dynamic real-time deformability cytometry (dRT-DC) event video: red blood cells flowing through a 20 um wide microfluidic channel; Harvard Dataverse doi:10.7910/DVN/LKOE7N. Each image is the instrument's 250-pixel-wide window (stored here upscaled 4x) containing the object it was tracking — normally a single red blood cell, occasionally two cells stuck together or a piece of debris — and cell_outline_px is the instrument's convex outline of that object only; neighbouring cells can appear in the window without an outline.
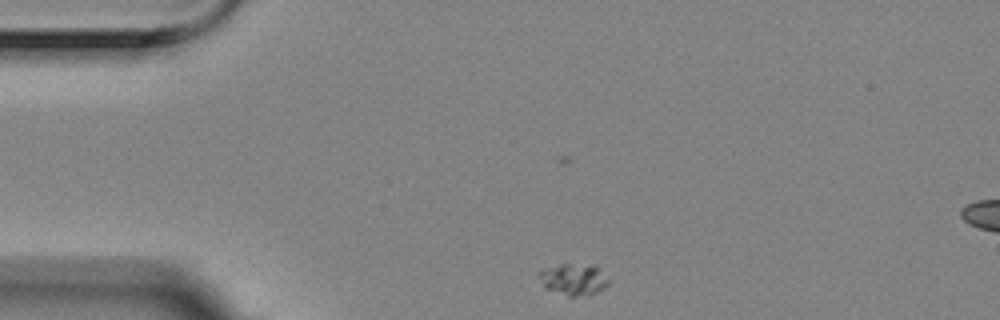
{"species": "Egyptian fruit bat (a non-hibernating species)", "species_latin": "Rousettus aegyptiacus", "temperature_condition": "room temperature", "stored_images_in_passage": 2, "camera_frame_rate_fps": 3000, "um_per_image_px": 0.085, "animal": {"sex": "female"}, "frame": {"image": 1, "passage_image": 1, "time_ms": 0.0, "image_size_px": [1000, 320], "cell_outline_px": [[608, 284], [604, 288], [588, 296], [568, 296], [544, 288], [536, 272], [544, 268], [560, 264], [596, 264], [608, 280]], "centroid_in_image_um": [48.73, 23.73], "position_along_channel_um": 36.3, "area_um2": 13.01}}